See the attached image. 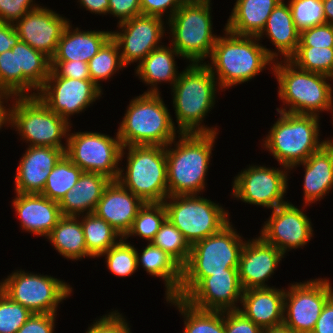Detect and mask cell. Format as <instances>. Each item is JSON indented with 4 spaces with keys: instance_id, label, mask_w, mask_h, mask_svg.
Masks as SVG:
<instances>
[{
    "instance_id": "1f68e13d",
    "label": "cell",
    "mask_w": 333,
    "mask_h": 333,
    "mask_svg": "<svg viewBox=\"0 0 333 333\" xmlns=\"http://www.w3.org/2000/svg\"><path fill=\"white\" fill-rule=\"evenodd\" d=\"M139 254L137 251L138 267L142 265L147 273L165 281L166 298L176 297L182 281V267L152 243H148L141 255Z\"/></svg>"
},
{
    "instance_id": "ba28073f",
    "label": "cell",
    "mask_w": 333,
    "mask_h": 333,
    "mask_svg": "<svg viewBox=\"0 0 333 333\" xmlns=\"http://www.w3.org/2000/svg\"><path fill=\"white\" fill-rule=\"evenodd\" d=\"M128 147V148H127ZM127 169H120L118 181L144 203H162L168 196L166 147L125 146Z\"/></svg>"
},
{
    "instance_id": "4fadbf2b",
    "label": "cell",
    "mask_w": 333,
    "mask_h": 333,
    "mask_svg": "<svg viewBox=\"0 0 333 333\" xmlns=\"http://www.w3.org/2000/svg\"><path fill=\"white\" fill-rule=\"evenodd\" d=\"M0 290L33 314H55L58 304L72 293L67 283L48 275L17 271L0 282Z\"/></svg>"
},
{
    "instance_id": "f5cc1de1",
    "label": "cell",
    "mask_w": 333,
    "mask_h": 333,
    "mask_svg": "<svg viewBox=\"0 0 333 333\" xmlns=\"http://www.w3.org/2000/svg\"><path fill=\"white\" fill-rule=\"evenodd\" d=\"M57 314H32L17 333H53Z\"/></svg>"
},
{
    "instance_id": "30bf717a",
    "label": "cell",
    "mask_w": 333,
    "mask_h": 333,
    "mask_svg": "<svg viewBox=\"0 0 333 333\" xmlns=\"http://www.w3.org/2000/svg\"><path fill=\"white\" fill-rule=\"evenodd\" d=\"M10 109V123L19 131L29 146L66 148L61 138L68 137L70 121L67 122L51 111L38 96L16 97Z\"/></svg>"
},
{
    "instance_id": "d590c367",
    "label": "cell",
    "mask_w": 333,
    "mask_h": 333,
    "mask_svg": "<svg viewBox=\"0 0 333 333\" xmlns=\"http://www.w3.org/2000/svg\"><path fill=\"white\" fill-rule=\"evenodd\" d=\"M84 232L85 244L88 254L100 257L119 241L118 237L123 238L109 223L97 217L94 213L85 214L81 220Z\"/></svg>"
},
{
    "instance_id": "6f0895ef",
    "label": "cell",
    "mask_w": 333,
    "mask_h": 333,
    "mask_svg": "<svg viewBox=\"0 0 333 333\" xmlns=\"http://www.w3.org/2000/svg\"><path fill=\"white\" fill-rule=\"evenodd\" d=\"M81 5L95 14H107L109 10V0H79Z\"/></svg>"
},
{
    "instance_id": "5b68a950",
    "label": "cell",
    "mask_w": 333,
    "mask_h": 333,
    "mask_svg": "<svg viewBox=\"0 0 333 333\" xmlns=\"http://www.w3.org/2000/svg\"><path fill=\"white\" fill-rule=\"evenodd\" d=\"M160 93H143L132 99L116 134L123 147L164 146L175 142L177 128Z\"/></svg>"
},
{
    "instance_id": "cb8c5ba5",
    "label": "cell",
    "mask_w": 333,
    "mask_h": 333,
    "mask_svg": "<svg viewBox=\"0 0 333 333\" xmlns=\"http://www.w3.org/2000/svg\"><path fill=\"white\" fill-rule=\"evenodd\" d=\"M16 195L12 204L20 218L22 230L47 237L62 217L59 203L41 194Z\"/></svg>"
},
{
    "instance_id": "d4e9b609",
    "label": "cell",
    "mask_w": 333,
    "mask_h": 333,
    "mask_svg": "<svg viewBox=\"0 0 333 333\" xmlns=\"http://www.w3.org/2000/svg\"><path fill=\"white\" fill-rule=\"evenodd\" d=\"M284 289L274 287L243 290L239 309L261 329H269L283 324Z\"/></svg>"
},
{
    "instance_id": "816d5d0a",
    "label": "cell",
    "mask_w": 333,
    "mask_h": 333,
    "mask_svg": "<svg viewBox=\"0 0 333 333\" xmlns=\"http://www.w3.org/2000/svg\"><path fill=\"white\" fill-rule=\"evenodd\" d=\"M187 0H140L142 15L156 16L162 18L164 12L170 8V19L174 13ZM169 7V8H168Z\"/></svg>"
},
{
    "instance_id": "2e32d148",
    "label": "cell",
    "mask_w": 333,
    "mask_h": 333,
    "mask_svg": "<svg viewBox=\"0 0 333 333\" xmlns=\"http://www.w3.org/2000/svg\"><path fill=\"white\" fill-rule=\"evenodd\" d=\"M287 171L265 166H249L235 177L233 196L245 203L272 210L285 203Z\"/></svg>"
},
{
    "instance_id": "7bdbcfd3",
    "label": "cell",
    "mask_w": 333,
    "mask_h": 333,
    "mask_svg": "<svg viewBox=\"0 0 333 333\" xmlns=\"http://www.w3.org/2000/svg\"><path fill=\"white\" fill-rule=\"evenodd\" d=\"M107 256L105 259L108 269L117 276L126 277L132 275L138 269L137 250L124 238L113 245L101 256Z\"/></svg>"
},
{
    "instance_id": "6da1fadb",
    "label": "cell",
    "mask_w": 333,
    "mask_h": 333,
    "mask_svg": "<svg viewBox=\"0 0 333 333\" xmlns=\"http://www.w3.org/2000/svg\"><path fill=\"white\" fill-rule=\"evenodd\" d=\"M224 31L226 36L217 37L212 49L211 65L206 64L214 77L217 75L216 81L218 79L221 89L249 81L266 65H272L278 56L259 44L257 36L236 35L227 29Z\"/></svg>"
},
{
    "instance_id": "ee69618b",
    "label": "cell",
    "mask_w": 333,
    "mask_h": 333,
    "mask_svg": "<svg viewBox=\"0 0 333 333\" xmlns=\"http://www.w3.org/2000/svg\"><path fill=\"white\" fill-rule=\"evenodd\" d=\"M289 6L299 32L326 24L322 0H290Z\"/></svg>"
},
{
    "instance_id": "8fae6325",
    "label": "cell",
    "mask_w": 333,
    "mask_h": 333,
    "mask_svg": "<svg viewBox=\"0 0 333 333\" xmlns=\"http://www.w3.org/2000/svg\"><path fill=\"white\" fill-rule=\"evenodd\" d=\"M197 196H168L163 201L167 219L183 234L190 245L217 233L229 223L228 212L222 206Z\"/></svg>"
},
{
    "instance_id": "f6af8a7d",
    "label": "cell",
    "mask_w": 333,
    "mask_h": 333,
    "mask_svg": "<svg viewBox=\"0 0 333 333\" xmlns=\"http://www.w3.org/2000/svg\"><path fill=\"white\" fill-rule=\"evenodd\" d=\"M32 314L0 290V333H17Z\"/></svg>"
},
{
    "instance_id": "f546056e",
    "label": "cell",
    "mask_w": 333,
    "mask_h": 333,
    "mask_svg": "<svg viewBox=\"0 0 333 333\" xmlns=\"http://www.w3.org/2000/svg\"><path fill=\"white\" fill-rule=\"evenodd\" d=\"M264 33L276 46L277 51L284 56L285 60H289L295 54L299 44L300 32L293 22L289 4H285L283 0L278 3L257 38L260 40Z\"/></svg>"
},
{
    "instance_id": "8992f818",
    "label": "cell",
    "mask_w": 333,
    "mask_h": 333,
    "mask_svg": "<svg viewBox=\"0 0 333 333\" xmlns=\"http://www.w3.org/2000/svg\"><path fill=\"white\" fill-rule=\"evenodd\" d=\"M284 61V64L276 61L272 66L279 84V97L289 110L277 108V111L315 116H319V111H333V90L326 81L333 78L302 70L290 60Z\"/></svg>"
},
{
    "instance_id": "6125c7cd",
    "label": "cell",
    "mask_w": 333,
    "mask_h": 333,
    "mask_svg": "<svg viewBox=\"0 0 333 333\" xmlns=\"http://www.w3.org/2000/svg\"><path fill=\"white\" fill-rule=\"evenodd\" d=\"M326 143L333 150V140H326Z\"/></svg>"
},
{
    "instance_id": "8d00e7d4",
    "label": "cell",
    "mask_w": 333,
    "mask_h": 333,
    "mask_svg": "<svg viewBox=\"0 0 333 333\" xmlns=\"http://www.w3.org/2000/svg\"><path fill=\"white\" fill-rule=\"evenodd\" d=\"M82 172L64 155L50 171L41 195L59 203L66 193L75 186Z\"/></svg>"
},
{
    "instance_id": "d6a6232c",
    "label": "cell",
    "mask_w": 333,
    "mask_h": 333,
    "mask_svg": "<svg viewBox=\"0 0 333 333\" xmlns=\"http://www.w3.org/2000/svg\"><path fill=\"white\" fill-rule=\"evenodd\" d=\"M46 238L55 250L67 259L91 257L87 252L83 228L77 216H62Z\"/></svg>"
},
{
    "instance_id": "7402d4cb",
    "label": "cell",
    "mask_w": 333,
    "mask_h": 333,
    "mask_svg": "<svg viewBox=\"0 0 333 333\" xmlns=\"http://www.w3.org/2000/svg\"><path fill=\"white\" fill-rule=\"evenodd\" d=\"M65 149L29 146L17 168L16 193L41 194L50 171L65 155Z\"/></svg>"
},
{
    "instance_id": "ab89813d",
    "label": "cell",
    "mask_w": 333,
    "mask_h": 333,
    "mask_svg": "<svg viewBox=\"0 0 333 333\" xmlns=\"http://www.w3.org/2000/svg\"><path fill=\"white\" fill-rule=\"evenodd\" d=\"M151 243L166 252L181 267L188 261L191 245L168 219L161 225Z\"/></svg>"
},
{
    "instance_id": "484cf974",
    "label": "cell",
    "mask_w": 333,
    "mask_h": 333,
    "mask_svg": "<svg viewBox=\"0 0 333 333\" xmlns=\"http://www.w3.org/2000/svg\"><path fill=\"white\" fill-rule=\"evenodd\" d=\"M111 179L100 173L82 172L75 186L59 202L62 216L91 214Z\"/></svg>"
},
{
    "instance_id": "9f6ffc18",
    "label": "cell",
    "mask_w": 333,
    "mask_h": 333,
    "mask_svg": "<svg viewBox=\"0 0 333 333\" xmlns=\"http://www.w3.org/2000/svg\"><path fill=\"white\" fill-rule=\"evenodd\" d=\"M19 41L14 25L0 22V54L11 50Z\"/></svg>"
},
{
    "instance_id": "91938a15",
    "label": "cell",
    "mask_w": 333,
    "mask_h": 333,
    "mask_svg": "<svg viewBox=\"0 0 333 333\" xmlns=\"http://www.w3.org/2000/svg\"><path fill=\"white\" fill-rule=\"evenodd\" d=\"M327 24L333 25V0H322Z\"/></svg>"
},
{
    "instance_id": "9a60e30c",
    "label": "cell",
    "mask_w": 333,
    "mask_h": 333,
    "mask_svg": "<svg viewBox=\"0 0 333 333\" xmlns=\"http://www.w3.org/2000/svg\"><path fill=\"white\" fill-rule=\"evenodd\" d=\"M101 91L91 79L60 77L51 69L37 96L51 111L68 122L69 116L82 112L100 98Z\"/></svg>"
},
{
    "instance_id": "4316f807",
    "label": "cell",
    "mask_w": 333,
    "mask_h": 333,
    "mask_svg": "<svg viewBox=\"0 0 333 333\" xmlns=\"http://www.w3.org/2000/svg\"><path fill=\"white\" fill-rule=\"evenodd\" d=\"M66 26L51 61H82L88 63L111 38L112 31H80ZM72 31V32H71Z\"/></svg>"
},
{
    "instance_id": "ffe728a7",
    "label": "cell",
    "mask_w": 333,
    "mask_h": 333,
    "mask_svg": "<svg viewBox=\"0 0 333 333\" xmlns=\"http://www.w3.org/2000/svg\"><path fill=\"white\" fill-rule=\"evenodd\" d=\"M15 23L13 25L20 41L43 52L51 59L69 21L54 11L39 6L27 12Z\"/></svg>"
},
{
    "instance_id": "277c9868",
    "label": "cell",
    "mask_w": 333,
    "mask_h": 333,
    "mask_svg": "<svg viewBox=\"0 0 333 333\" xmlns=\"http://www.w3.org/2000/svg\"><path fill=\"white\" fill-rule=\"evenodd\" d=\"M229 222L220 231L191 245L176 297L184 298L204 277L226 269H238L245 242Z\"/></svg>"
},
{
    "instance_id": "52a82bcc",
    "label": "cell",
    "mask_w": 333,
    "mask_h": 333,
    "mask_svg": "<svg viewBox=\"0 0 333 333\" xmlns=\"http://www.w3.org/2000/svg\"><path fill=\"white\" fill-rule=\"evenodd\" d=\"M277 112L280 118L265 138L264 148L272 153L285 170H291L294 165L304 162L319 150L326 144V140L318 141L319 116Z\"/></svg>"
},
{
    "instance_id": "b9f144b4",
    "label": "cell",
    "mask_w": 333,
    "mask_h": 333,
    "mask_svg": "<svg viewBox=\"0 0 333 333\" xmlns=\"http://www.w3.org/2000/svg\"><path fill=\"white\" fill-rule=\"evenodd\" d=\"M0 95L23 97V73L18 71L17 44L0 54Z\"/></svg>"
},
{
    "instance_id": "7c38bea8",
    "label": "cell",
    "mask_w": 333,
    "mask_h": 333,
    "mask_svg": "<svg viewBox=\"0 0 333 333\" xmlns=\"http://www.w3.org/2000/svg\"><path fill=\"white\" fill-rule=\"evenodd\" d=\"M65 155L83 172L100 173L117 180L118 162L124 157V147L116 138L97 132L67 134Z\"/></svg>"
},
{
    "instance_id": "94428289",
    "label": "cell",
    "mask_w": 333,
    "mask_h": 333,
    "mask_svg": "<svg viewBox=\"0 0 333 333\" xmlns=\"http://www.w3.org/2000/svg\"><path fill=\"white\" fill-rule=\"evenodd\" d=\"M263 333H296L284 324L263 330Z\"/></svg>"
},
{
    "instance_id": "e0dca14e",
    "label": "cell",
    "mask_w": 333,
    "mask_h": 333,
    "mask_svg": "<svg viewBox=\"0 0 333 333\" xmlns=\"http://www.w3.org/2000/svg\"><path fill=\"white\" fill-rule=\"evenodd\" d=\"M162 18L140 15L118 23L121 32H111V38L122 49L120 55L122 63H139L154 49L160 47L161 37L164 35ZM164 29V30H163Z\"/></svg>"
},
{
    "instance_id": "db71d44e",
    "label": "cell",
    "mask_w": 333,
    "mask_h": 333,
    "mask_svg": "<svg viewBox=\"0 0 333 333\" xmlns=\"http://www.w3.org/2000/svg\"><path fill=\"white\" fill-rule=\"evenodd\" d=\"M108 13L119 18V23L140 16V0H109Z\"/></svg>"
},
{
    "instance_id": "d6986e66",
    "label": "cell",
    "mask_w": 333,
    "mask_h": 333,
    "mask_svg": "<svg viewBox=\"0 0 333 333\" xmlns=\"http://www.w3.org/2000/svg\"><path fill=\"white\" fill-rule=\"evenodd\" d=\"M242 294L238 269H226L204 277L183 300L196 309L224 312L239 310Z\"/></svg>"
},
{
    "instance_id": "680465c9",
    "label": "cell",
    "mask_w": 333,
    "mask_h": 333,
    "mask_svg": "<svg viewBox=\"0 0 333 333\" xmlns=\"http://www.w3.org/2000/svg\"><path fill=\"white\" fill-rule=\"evenodd\" d=\"M11 97L0 95V129L4 124L10 123V109L7 108L3 105V99H8Z\"/></svg>"
},
{
    "instance_id": "f907efd6",
    "label": "cell",
    "mask_w": 333,
    "mask_h": 333,
    "mask_svg": "<svg viewBox=\"0 0 333 333\" xmlns=\"http://www.w3.org/2000/svg\"><path fill=\"white\" fill-rule=\"evenodd\" d=\"M51 69L60 77L91 79L88 63L82 61H51Z\"/></svg>"
},
{
    "instance_id": "9c48e42d",
    "label": "cell",
    "mask_w": 333,
    "mask_h": 333,
    "mask_svg": "<svg viewBox=\"0 0 333 333\" xmlns=\"http://www.w3.org/2000/svg\"><path fill=\"white\" fill-rule=\"evenodd\" d=\"M210 0H187L168 20L172 44L192 63L210 57L217 36L212 33Z\"/></svg>"
},
{
    "instance_id": "4dcf8cb0",
    "label": "cell",
    "mask_w": 333,
    "mask_h": 333,
    "mask_svg": "<svg viewBox=\"0 0 333 333\" xmlns=\"http://www.w3.org/2000/svg\"><path fill=\"white\" fill-rule=\"evenodd\" d=\"M175 56H181L173 47L160 46L150 52L137 66L136 74L142 81L151 86V89L144 93H159L157 83L168 81L172 85L179 78L176 71ZM171 81V82H170Z\"/></svg>"
},
{
    "instance_id": "ac0fdd59",
    "label": "cell",
    "mask_w": 333,
    "mask_h": 333,
    "mask_svg": "<svg viewBox=\"0 0 333 333\" xmlns=\"http://www.w3.org/2000/svg\"><path fill=\"white\" fill-rule=\"evenodd\" d=\"M264 223L260 237L284 255L287 249L305 246L313 236L309 218L288 201L273 209L269 220Z\"/></svg>"
},
{
    "instance_id": "83f0119b",
    "label": "cell",
    "mask_w": 333,
    "mask_h": 333,
    "mask_svg": "<svg viewBox=\"0 0 333 333\" xmlns=\"http://www.w3.org/2000/svg\"><path fill=\"white\" fill-rule=\"evenodd\" d=\"M302 164L305 168L304 200L306 205L318 201L333 187V150L324 144Z\"/></svg>"
},
{
    "instance_id": "11a10c76",
    "label": "cell",
    "mask_w": 333,
    "mask_h": 333,
    "mask_svg": "<svg viewBox=\"0 0 333 333\" xmlns=\"http://www.w3.org/2000/svg\"><path fill=\"white\" fill-rule=\"evenodd\" d=\"M311 333H333V295L323 306Z\"/></svg>"
},
{
    "instance_id": "7a4b0ae2",
    "label": "cell",
    "mask_w": 333,
    "mask_h": 333,
    "mask_svg": "<svg viewBox=\"0 0 333 333\" xmlns=\"http://www.w3.org/2000/svg\"><path fill=\"white\" fill-rule=\"evenodd\" d=\"M175 149L166 146L169 196L197 195L204 190L205 176L218 133H179ZM171 149V150H170Z\"/></svg>"
},
{
    "instance_id": "f35d334b",
    "label": "cell",
    "mask_w": 333,
    "mask_h": 333,
    "mask_svg": "<svg viewBox=\"0 0 333 333\" xmlns=\"http://www.w3.org/2000/svg\"><path fill=\"white\" fill-rule=\"evenodd\" d=\"M117 43L110 38L88 62L91 80L101 88L100 80L109 79L117 69L126 67L121 60Z\"/></svg>"
},
{
    "instance_id": "681fc988",
    "label": "cell",
    "mask_w": 333,
    "mask_h": 333,
    "mask_svg": "<svg viewBox=\"0 0 333 333\" xmlns=\"http://www.w3.org/2000/svg\"><path fill=\"white\" fill-rule=\"evenodd\" d=\"M225 315V333H263V329L239 310L225 311Z\"/></svg>"
},
{
    "instance_id": "5bb4252c",
    "label": "cell",
    "mask_w": 333,
    "mask_h": 333,
    "mask_svg": "<svg viewBox=\"0 0 333 333\" xmlns=\"http://www.w3.org/2000/svg\"><path fill=\"white\" fill-rule=\"evenodd\" d=\"M332 295L333 289L327 279L292 284L289 291H285L283 324L296 333H311Z\"/></svg>"
},
{
    "instance_id": "bcb514c9",
    "label": "cell",
    "mask_w": 333,
    "mask_h": 333,
    "mask_svg": "<svg viewBox=\"0 0 333 333\" xmlns=\"http://www.w3.org/2000/svg\"><path fill=\"white\" fill-rule=\"evenodd\" d=\"M298 46L333 48V25L326 23L301 31Z\"/></svg>"
},
{
    "instance_id": "74e56055",
    "label": "cell",
    "mask_w": 333,
    "mask_h": 333,
    "mask_svg": "<svg viewBox=\"0 0 333 333\" xmlns=\"http://www.w3.org/2000/svg\"><path fill=\"white\" fill-rule=\"evenodd\" d=\"M166 219L167 214L163 202L144 203L139 209L130 230L123 238L126 240L132 235H138L151 243Z\"/></svg>"
},
{
    "instance_id": "7dc6e473",
    "label": "cell",
    "mask_w": 333,
    "mask_h": 333,
    "mask_svg": "<svg viewBox=\"0 0 333 333\" xmlns=\"http://www.w3.org/2000/svg\"><path fill=\"white\" fill-rule=\"evenodd\" d=\"M38 7L35 3L33 5V0H0V22L14 24Z\"/></svg>"
},
{
    "instance_id": "603a6c76",
    "label": "cell",
    "mask_w": 333,
    "mask_h": 333,
    "mask_svg": "<svg viewBox=\"0 0 333 333\" xmlns=\"http://www.w3.org/2000/svg\"><path fill=\"white\" fill-rule=\"evenodd\" d=\"M143 205L144 202L118 180H111L93 213L124 237Z\"/></svg>"
},
{
    "instance_id": "3957f363",
    "label": "cell",
    "mask_w": 333,
    "mask_h": 333,
    "mask_svg": "<svg viewBox=\"0 0 333 333\" xmlns=\"http://www.w3.org/2000/svg\"><path fill=\"white\" fill-rule=\"evenodd\" d=\"M216 78L206 63H190L172 86L173 104L180 133H218L201 121L214 107Z\"/></svg>"
},
{
    "instance_id": "c3c4849f",
    "label": "cell",
    "mask_w": 333,
    "mask_h": 333,
    "mask_svg": "<svg viewBox=\"0 0 333 333\" xmlns=\"http://www.w3.org/2000/svg\"><path fill=\"white\" fill-rule=\"evenodd\" d=\"M117 311L102 316L92 324L86 333H131L128 323Z\"/></svg>"
},
{
    "instance_id": "836d02e7",
    "label": "cell",
    "mask_w": 333,
    "mask_h": 333,
    "mask_svg": "<svg viewBox=\"0 0 333 333\" xmlns=\"http://www.w3.org/2000/svg\"><path fill=\"white\" fill-rule=\"evenodd\" d=\"M18 71L23 73V96H37L51 70V59L25 42L17 43ZM36 89L37 93L29 95ZM25 92H27L25 94Z\"/></svg>"
},
{
    "instance_id": "f1b7e54d",
    "label": "cell",
    "mask_w": 333,
    "mask_h": 333,
    "mask_svg": "<svg viewBox=\"0 0 333 333\" xmlns=\"http://www.w3.org/2000/svg\"><path fill=\"white\" fill-rule=\"evenodd\" d=\"M282 0H237L225 29L236 35L258 36Z\"/></svg>"
},
{
    "instance_id": "e575fe53",
    "label": "cell",
    "mask_w": 333,
    "mask_h": 333,
    "mask_svg": "<svg viewBox=\"0 0 333 333\" xmlns=\"http://www.w3.org/2000/svg\"><path fill=\"white\" fill-rule=\"evenodd\" d=\"M166 301L177 306L184 315L183 333H225V311L196 309L178 297H168Z\"/></svg>"
},
{
    "instance_id": "60d3db41",
    "label": "cell",
    "mask_w": 333,
    "mask_h": 333,
    "mask_svg": "<svg viewBox=\"0 0 333 333\" xmlns=\"http://www.w3.org/2000/svg\"><path fill=\"white\" fill-rule=\"evenodd\" d=\"M289 60L302 70L333 78V48L298 46Z\"/></svg>"
},
{
    "instance_id": "44dd1931",
    "label": "cell",
    "mask_w": 333,
    "mask_h": 333,
    "mask_svg": "<svg viewBox=\"0 0 333 333\" xmlns=\"http://www.w3.org/2000/svg\"><path fill=\"white\" fill-rule=\"evenodd\" d=\"M251 241H245L241 250L238 265L240 284L243 290L269 288L265 281L274 273L284 254L260 236Z\"/></svg>"
}]
</instances>
